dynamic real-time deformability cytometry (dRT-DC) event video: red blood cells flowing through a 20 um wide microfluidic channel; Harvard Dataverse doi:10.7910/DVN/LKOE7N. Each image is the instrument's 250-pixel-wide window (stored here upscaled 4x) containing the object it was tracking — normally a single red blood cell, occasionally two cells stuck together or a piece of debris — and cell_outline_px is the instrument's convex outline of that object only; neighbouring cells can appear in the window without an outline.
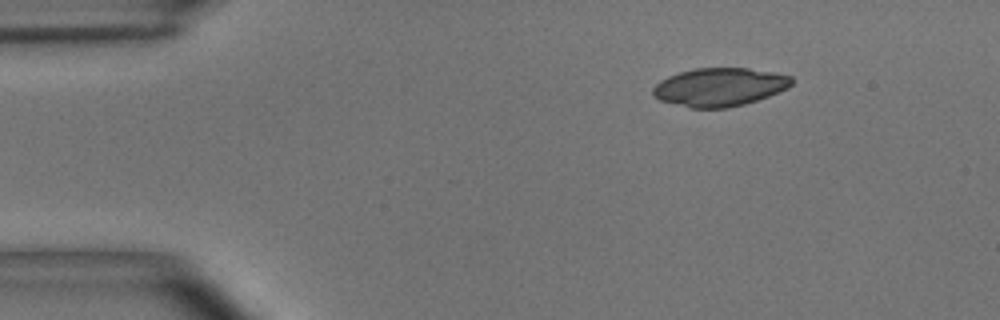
{"species": "common noctule bat (a hibernating species)", "species_latin": "Nyctalus noctula", "temperature_condition": "room temperature", "stored_images_in_passage": 7, "camera_frame_rate_fps": 3000, "um_per_image_px": 0.085, "animal": {"sex": "male", "body_mass_g": 15.6}, "frame": {"image": 1, "passage_image": 7, "time_ms": 2.0, "image_size_px": [1000, 320], "cell_outline_px": [[792, 84], [788, 88], [768, 96], [744, 104], [728, 108], [688, 108], [660, 100], [652, 92], [652, 88], [660, 80], [668, 76], [680, 72], [696, 68], [748, 68], [776, 72], [792, 76]], "centroid_in_image_um": [61.17, 7.4], "position_along_channel_um": 23.8, "area_um2": 31.04}}